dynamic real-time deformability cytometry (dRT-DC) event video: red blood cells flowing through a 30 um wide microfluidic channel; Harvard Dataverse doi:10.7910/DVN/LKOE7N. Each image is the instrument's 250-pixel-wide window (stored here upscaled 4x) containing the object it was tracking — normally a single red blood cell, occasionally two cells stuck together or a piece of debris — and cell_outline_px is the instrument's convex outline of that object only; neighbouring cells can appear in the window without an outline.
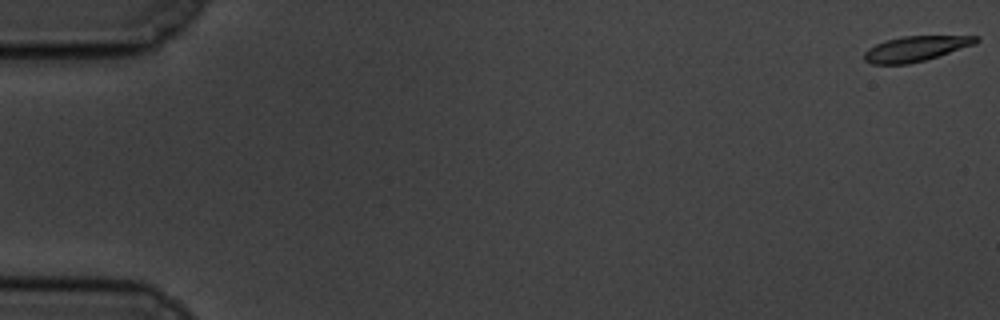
{"species": "common noctule bat (a hibernating species)", "species_latin": "Nyctalus noctula", "temperature_condition": "cold", "stored_images_in_passage": 59, "camera_frame_rate_fps": 3000, "um_per_image_px": 0.085, "animal": {"sex": "male", "body_mass_g": 19.5, "forearm_length_mm": 54.6}, "frame": {"image": 1, "passage_image": 1, "time_ms": 0.0, "image_size_px": [1000, 320], "cell_outline_px": [[980, 40], [976, 44], [924, 60], [908, 64], [872, 64], [864, 60], [864, 52], [868, 48], [876, 44], [888, 40], [904, 36], [980, 36]], "centroid_in_image_um": [77.84, 4.14], "position_along_channel_um": 7.2, "area_um2": 16.24}}
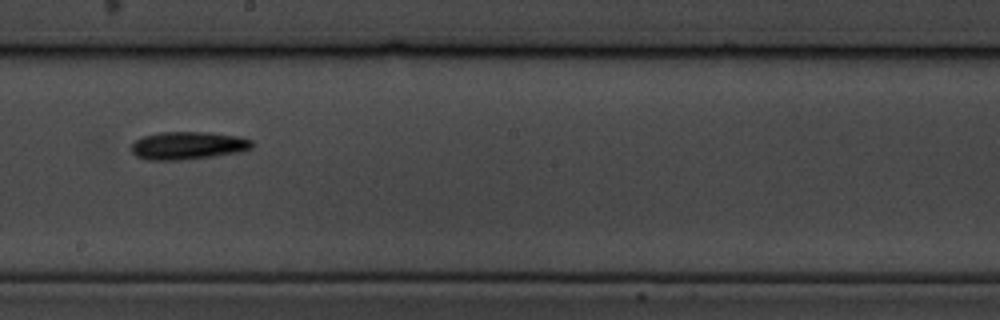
{"frame": {"image": 2, "passage_image": 34, "time_ms": 11.0, "image_size_px": [1000, 320], "cell_outline_px": [[252, 148], [240, 152], [212, 156], [180, 160], [148, 160], [136, 156], [132, 152], [132, 144], [136, 140], [144, 136], [160, 132], [212, 132], [240, 136], [252, 140]], "centroid_in_image_um": [16.0, 12.36], "position_along_channel_um": 232.2, "area_um2": 19.59}}
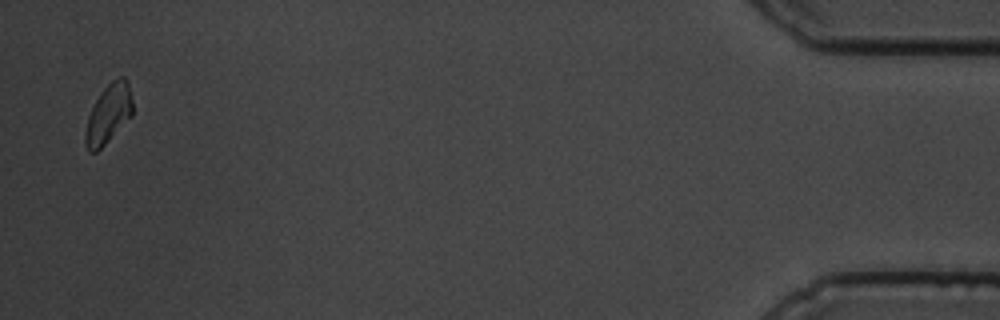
{"frame": {"image": 3, "passage_image": 58, "time_ms": 19.0, "image_size_px": [1000, 320], "cell_outline_px": [[132, 116], [96, 152], [88, 152], [84, 144], [84, 136], [88, 116], [100, 92], [112, 80], [120, 76], [124, 76], [128, 80], [132, 100]], "centroid_in_image_um": [9.21, 9.66], "position_along_channel_um": 426.0, "area_um2": 16.24}, "authors_computed_cell_mechanics": {"area_um2": 17.629, "velocity_mm_per_s": 3.4556, "shape_relaxation_time_tau1_ms": 3.3441, "shape_relaxation_time_tau2_ms": 7.5481, "deformation_change_tau1": 0.1379, "deformation_change_tau2": 0.1611}}